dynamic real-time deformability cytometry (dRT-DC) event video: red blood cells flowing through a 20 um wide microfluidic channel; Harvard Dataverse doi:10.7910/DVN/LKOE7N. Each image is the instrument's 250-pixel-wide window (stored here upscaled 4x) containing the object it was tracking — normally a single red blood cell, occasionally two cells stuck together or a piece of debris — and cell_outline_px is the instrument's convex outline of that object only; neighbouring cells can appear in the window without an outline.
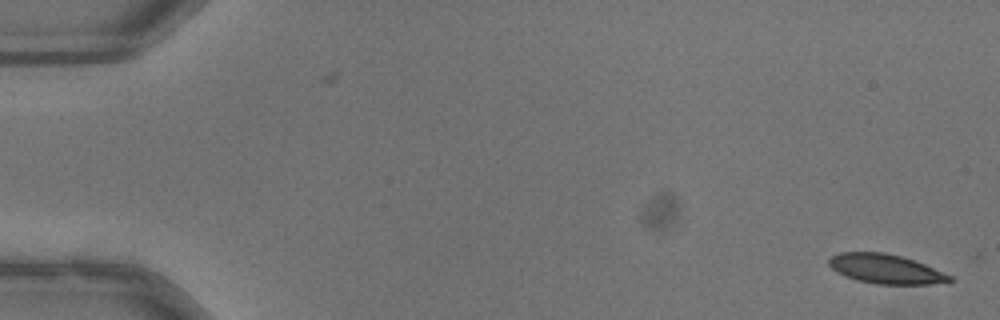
{"species": "common noctule bat (a hibernating species)", "species_latin": "Nyctalus noctula", "temperature_condition": "warm", "stored_images_in_passage": 52, "camera_frame_rate_fps": 3000, "um_per_image_px": 0.085, "animal": {"sex": "male", "body_mass_g": 13.3}, "frame": {"image": 1, "passage_image": 1, "time_ms": 0.0, "image_size_px": [1000, 320], "cell_outline_px": [[952, 280], [928, 284], [876, 284], [856, 280], [844, 276], [836, 272], [828, 264], [828, 260], [832, 256], [840, 252], [884, 252], [900, 256], [924, 264], [952, 276]], "centroid_in_image_um": [75.22, 22.86], "position_along_channel_um": 9.8, "area_um2": 20.46}}
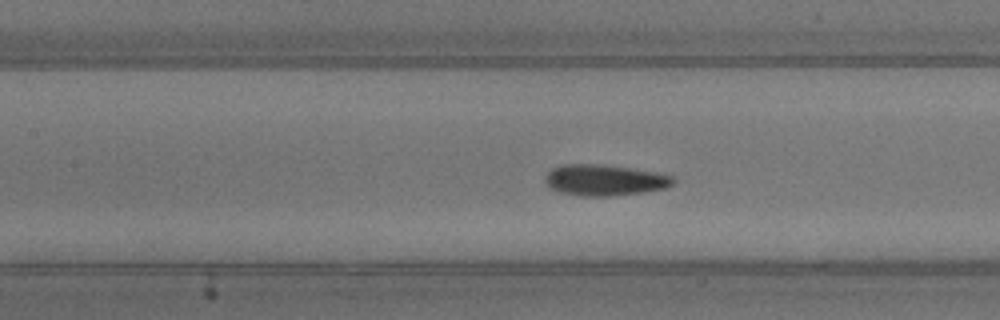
{"frame": {"image": 2, "passage_image": 24, "time_ms": 7.667, "image_size_px": [1000, 320], "cell_outline_px": [[676, 180], [672, 184], [664, 188], [644, 192], [604, 196], [580, 196], [560, 192], [548, 188], [544, 180], [544, 176], [552, 168], [560, 164], [596, 164], [628, 168], [656, 172], [672, 176]], "centroid_in_image_um": [51.32, 15.31], "position_along_channel_um": 156.1, "area_um2": 23.12}}
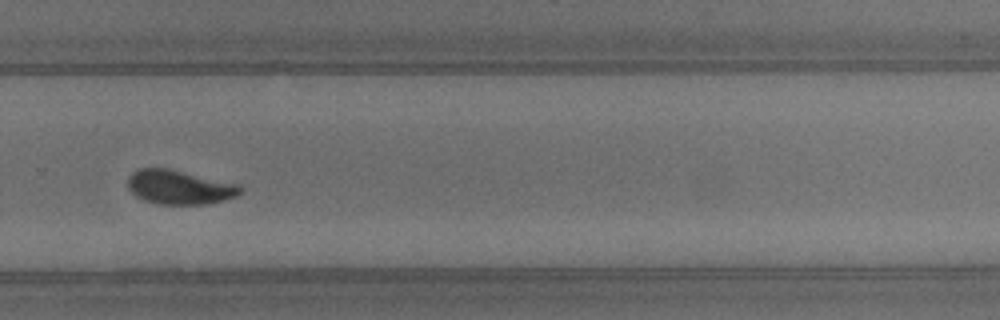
{"frame": {"image": 3, "passage_image": 36, "time_ms": 11.667, "image_size_px": [1000, 320], "cell_outline_px": [[244, 192], [236, 196], [224, 200], [204, 204], [156, 204], [144, 200], [136, 196], [128, 188], [128, 176], [132, 172], [140, 168], [168, 168], [236, 184], [244, 188]], "centroid_in_image_um": [15.23, 15.91], "position_along_channel_um": 314.6, "area_um2": 22.31}, "authors_computed_cell_mechanics": {"area_um2": 22.0507, "velocity_mm_per_s": 3.9828, "shape_relaxation_time_tau1_ms": 4.0508, "shape_relaxation_time_tau2_ms": 1.586, "deformation_change_tau1": 0.1333, "deformation_change_tau2": 0.0674}}